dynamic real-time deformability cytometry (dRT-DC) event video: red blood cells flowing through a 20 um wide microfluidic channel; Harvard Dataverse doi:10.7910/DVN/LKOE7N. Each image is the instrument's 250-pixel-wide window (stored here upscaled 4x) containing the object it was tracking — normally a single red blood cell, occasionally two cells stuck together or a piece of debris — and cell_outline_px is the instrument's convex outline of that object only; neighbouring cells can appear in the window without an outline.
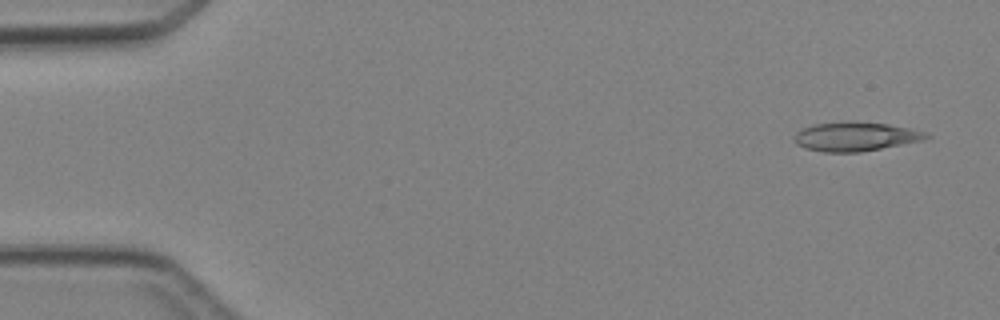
{"species": "Egyptian fruit bat (a non-hibernating species)", "species_latin": "Rousettus aegyptiacus", "temperature_condition": "cold", "stored_images_in_passage": 3, "camera_frame_rate_fps": 3000, "um_per_image_px": 0.085, "animal": {"sex": "female"}, "frame": {"image": 1, "passage_image": 1, "time_ms": 0.0, "image_size_px": [1000, 320], "cell_outline_px": [[932, 136], [920, 140], [860, 152], [824, 152], [804, 148], [796, 144], [796, 132], [804, 128], [816, 124], [852, 120], [888, 124], [924, 132]], "centroid_in_image_um": [72.67, 11.59], "position_along_channel_um": 12.3, "area_um2": 21.96}}